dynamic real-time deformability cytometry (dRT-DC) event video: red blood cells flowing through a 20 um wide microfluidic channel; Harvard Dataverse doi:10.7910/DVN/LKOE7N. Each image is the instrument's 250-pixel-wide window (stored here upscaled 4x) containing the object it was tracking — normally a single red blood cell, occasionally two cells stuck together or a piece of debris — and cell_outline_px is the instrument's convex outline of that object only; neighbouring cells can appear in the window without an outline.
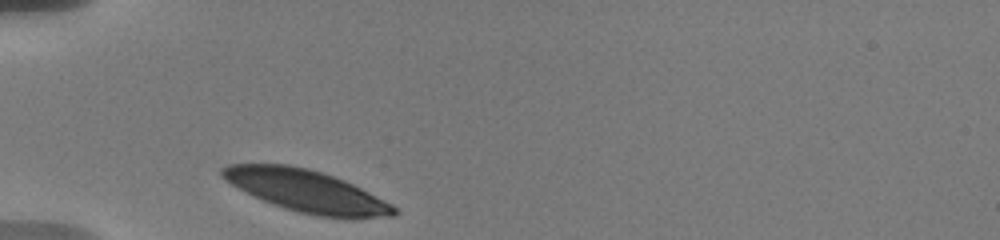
{"species": "human", "species_latin": "Homo sapiens", "temperature_condition": "warm", "stored_images_in_passage": 22, "camera_frame_rate_fps": 3000, "um_per_image_px": 0.085, "donor": {"sex": "male"}, "frame": {"image": 1, "passage_image": 1, "time_ms": 0.0, "image_size_px": [1000, 240], "cell_outline_px": [[396, 216], [360, 220], [344, 220], [316, 216], [284, 208], [264, 200], [224, 180], [220, 176], [220, 168], [228, 164], [288, 164], [308, 168], [344, 180], [392, 204], [396, 208]], "centroid_in_image_um": [26.11, 16.27], "position_along_channel_um": 58.9, "area_um2": 42.31}}
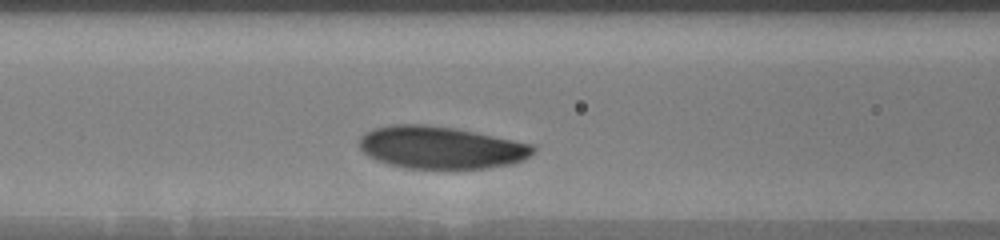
{"frame": {"image": 2, "passage_image": 7, "time_ms": 2.333, "image_size_px": [1000, 240], "cell_outline_px": [[536, 148], [524, 160], [512, 164], [484, 168], [448, 172], [404, 168], [388, 164], [376, 160], [368, 156], [360, 148], [360, 136], [372, 128], [392, 124], [428, 124], [456, 128], [532, 144]], "centroid_in_image_um": [37.45, 12.58], "position_along_channel_um": 129.2, "area_um2": 44.1}}
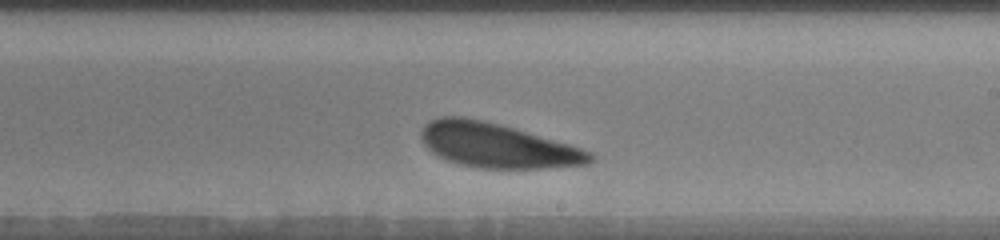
{"frame": {"image": 3, "passage_image": 14, "time_ms": 5.667, "image_size_px": [1000, 240], "cell_outline_px": [[596, 156], [588, 164], [544, 168], [476, 168], [460, 164], [448, 160], [432, 152], [424, 144], [420, 136], [420, 132], [424, 124], [440, 116], [464, 116], [484, 120], [568, 144], [592, 152]], "centroid_in_image_um": [42.24, 12.36], "position_along_channel_um": 246.8, "area_um2": 43.47}, "authors_computed_cell_mechanics": {"area_um2": 43.35, "velocity_mm_per_s": 3.5338, "shape_relaxation_time_tau1_ms": 1.1523, "shape_relaxation_time_tau2_ms": 10.5443, "deformation_change_tau1": 0.0789, "deformation_change_tau2": 0.1664}}